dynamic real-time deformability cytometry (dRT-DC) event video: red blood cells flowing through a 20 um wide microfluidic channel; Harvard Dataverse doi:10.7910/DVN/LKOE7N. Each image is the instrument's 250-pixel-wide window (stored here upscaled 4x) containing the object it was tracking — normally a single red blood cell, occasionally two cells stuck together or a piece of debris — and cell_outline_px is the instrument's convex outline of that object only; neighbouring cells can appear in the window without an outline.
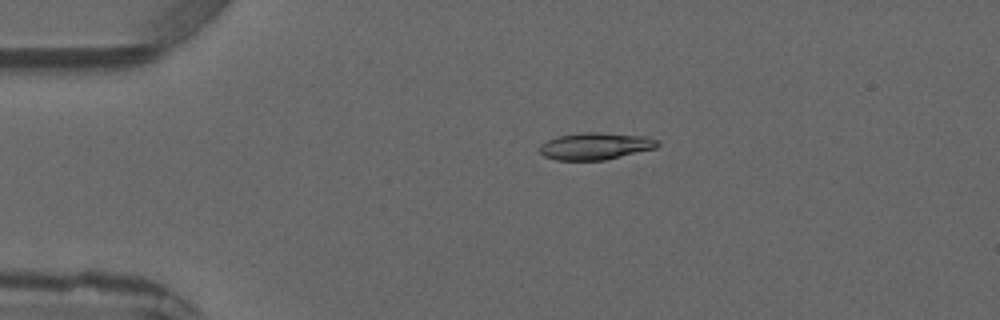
{"species": "common noctule bat (a hibernating species)", "species_latin": "Nyctalus noctula", "temperature_condition": "warm", "stored_images_in_passage": 4, "camera_frame_rate_fps": 3000, "um_per_image_px": 0.085, "animal": {"sex": "male", "forearm_length_mm": 52.5}, "frame": {"image": 1, "passage_image": 3, "time_ms": 2.333, "image_size_px": [1000, 320], "cell_outline_px": [[660, 144], [656, 148], [604, 160], [556, 160], [544, 156], [540, 152], [540, 144], [556, 136], [580, 132], [596, 132], [644, 136], [656, 140]], "centroid_in_image_um": [50.58, 12.41], "position_along_channel_um": 34.4, "area_um2": 18.5}}